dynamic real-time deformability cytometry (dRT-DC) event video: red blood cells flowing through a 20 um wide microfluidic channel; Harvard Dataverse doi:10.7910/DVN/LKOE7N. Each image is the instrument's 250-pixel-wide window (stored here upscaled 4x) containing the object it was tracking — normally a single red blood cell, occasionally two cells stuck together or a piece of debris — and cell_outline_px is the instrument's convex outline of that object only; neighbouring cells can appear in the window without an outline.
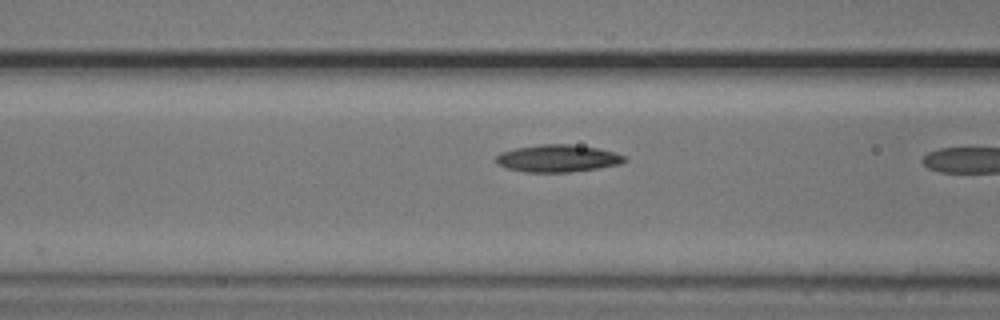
{"species": "common noctule bat (a hibernating species)", "species_latin": "Nyctalus noctula", "temperature_condition": "cold", "stored_images_in_passage": 4, "camera_frame_rate_fps": 3000, "um_per_image_px": 0.085, "animal": {"sex": "male", "body_mass_g": 20.5, "forearm_length_mm": 52.5}, "frame": {"image": 1, "passage_image": 3, "time_ms": 0.667, "image_size_px": [1000, 320], "cell_outline_px": [[628, 160], [620, 164], [596, 168], [568, 172], [524, 172], [508, 168], [496, 164], [496, 156], [500, 152], [516, 148], [540, 144], [568, 144], [596, 148], [612, 152], [624, 156]], "centroid_in_image_um": [47.36, 13.46], "position_along_channel_um": 119.2, "area_um2": 20.23}}